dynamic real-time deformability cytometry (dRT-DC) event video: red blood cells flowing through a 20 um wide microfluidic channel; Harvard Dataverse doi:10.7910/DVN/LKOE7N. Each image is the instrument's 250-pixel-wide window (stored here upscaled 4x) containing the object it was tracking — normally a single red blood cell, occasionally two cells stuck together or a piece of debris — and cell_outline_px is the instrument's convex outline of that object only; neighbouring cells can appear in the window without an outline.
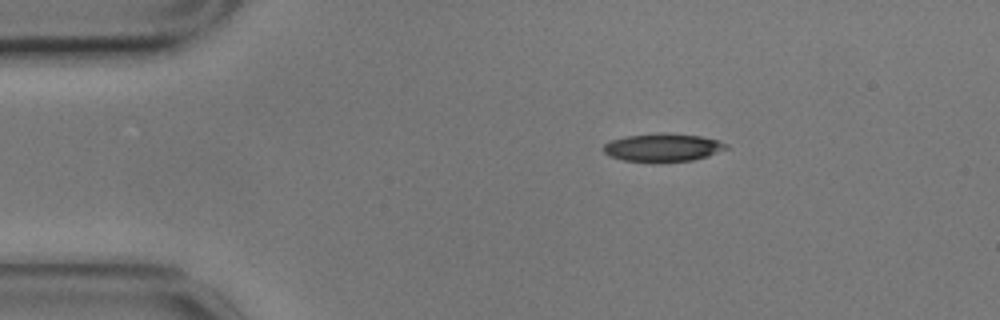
{"species": "common noctule bat (a hibernating species)", "species_latin": "Nyctalus noctula", "temperature_condition": "cold", "stored_images_in_passage": 49, "camera_frame_rate_fps": 3000, "um_per_image_px": 0.085, "animal": {"sex": "male", "body_mass_g": 17.9}, "frame": {"image": 1, "passage_image": 1, "time_ms": 0.0, "image_size_px": [1000, 320], "cell_outline_px": [[728, 148], [708, 156], [692, 160], [656, 164], [624, 160], [608, 156], [604, 152], [604, 144], [612, 140], [624, 136], [664, 132], [668, 132], [700, 136], [720, 140], [728, 144]], "centroid_in_image_um": [56.35, 12.55], "position_along_channel_um": 28.7, "area_um2": 20.69}}
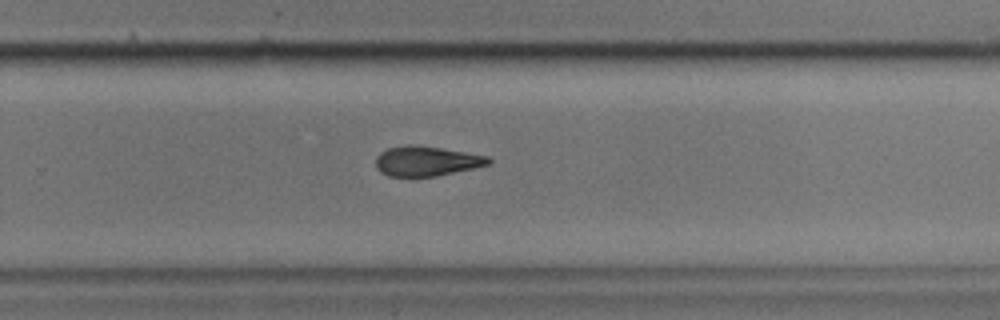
{"frame": {"image": 2, "passage_image": 28, "time_ms": 9.0, "image_size_px": [1000, 320], "cell_outline_px": [[492, 164], [476, 168], [436, 176], [388, 176], [380, 172], [376, 168], [376, 156], [380, 152], [388, 148], [408, 144], [412, 144], [440, 148], [488, 156], [492, 160]], "centroid_in_image_um": [36.26, 13.69], "position_along_channel_um": 293.5, "area_um2": 19.71}}
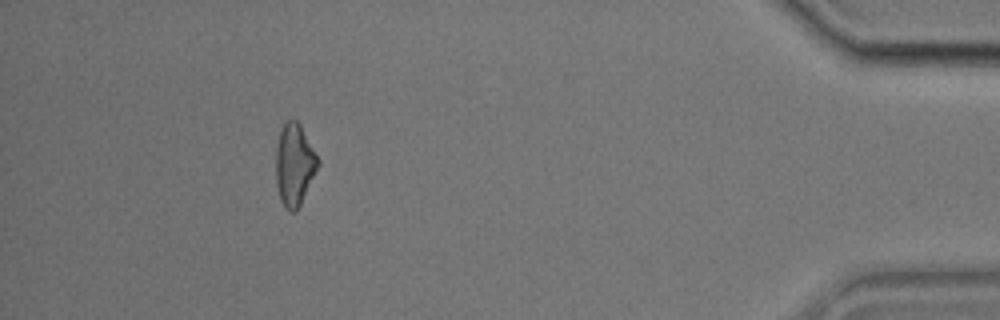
{"frame": {"image": 3, "passage_image": 43, "time_ms": 14.0, "image_size_px": [1000, 320], "cell_outline_px": [[320, 164], [296, 212], [292, 212], [284, 208], [280, 200], [276, 184], [276, 148], [280, 132], [284, 124], [288, 120], [296, 120], [300, 124], [320, 160]], "centroid_in_image_um": [25.02, 14.02], "position_along_channel_um": 410.2, "area_um2": 20.06}, "authors_computed_cell_mechanics": {"area_um2": 20.6924, "velocity_mm_per_s": 3.4927, "shape_relaxation_time_tau1_ms": 3.2683, "shape_relaxation_time_tau2_ms": 4.4491, "deformation_change_tau1": 0.1357, "deformation_change_tau2": 0.1385}}